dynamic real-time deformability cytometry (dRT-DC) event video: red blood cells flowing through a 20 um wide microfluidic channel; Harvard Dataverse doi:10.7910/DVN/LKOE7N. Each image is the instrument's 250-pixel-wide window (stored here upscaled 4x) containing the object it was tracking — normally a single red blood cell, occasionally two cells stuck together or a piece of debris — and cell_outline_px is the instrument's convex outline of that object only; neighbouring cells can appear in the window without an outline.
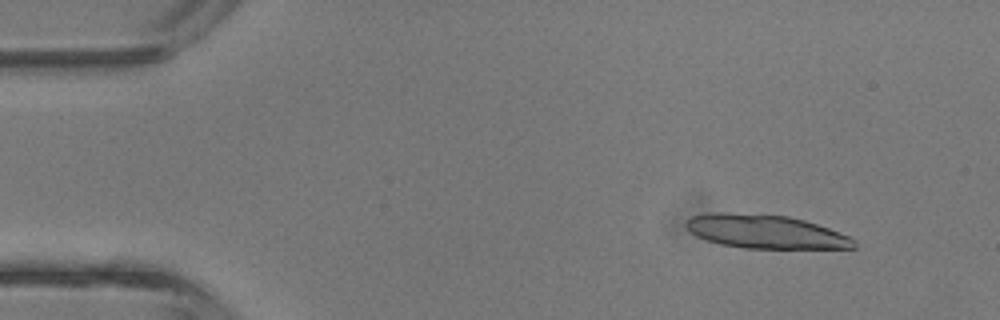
{"species": "common noctule bat (a hibernating species)", "species_latin": "Nyctalus noctula", "temperature_condition": "room temperature", "stored_images_in_passage": 43, "camera_frame_rate_fps": 3000, "um_per_image_px": 0.085, "animal": {"sex": "male", "body_mass_g": 13.3}, "frame": {"image": 1, "passage_image": 5, "time_ms": 1.333, "image_size_px": [1000, 320], "cell_outline_px": [[856, 248], [744, 248], [720, 244], [696, 236], [684, 224], [692, 216], [712, 212], [728, 212], [788, 216], [804, 220], [828, 228], [848, 236], [856, 240]], "centroid_in_image_um": [65.06, 19.69], "position_along_channel_um": 19.9, "area_um2": 32.66}}
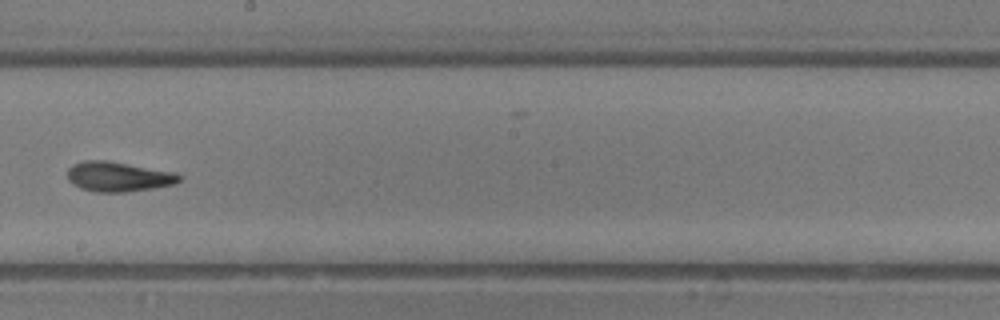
{"frame": {"image": 2, "passage_image": 25, "time_ms": 8.0, "image_size_px": [1000, 320], "cell_outline_px": [[184, 176], [176, 184], [152, 188], [124, 192], [96, 192], [80, 188], [72, 184], [68, 180], [68, 168], [72, 164], [84, 160], [108, 160], [176, 172]], "centroid_in_image_um": [10.07, 15.0], "position_along_channel_um": 238.1, "area_um2": 19.71}}
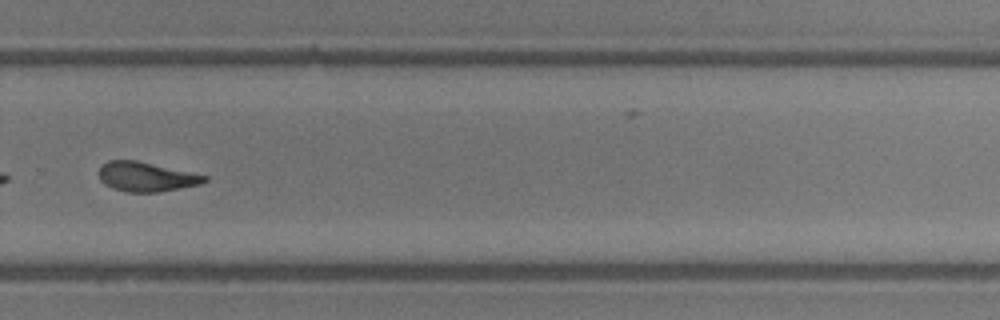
{"frame": {"image": 3, "passage_image": 30, "time_ms": 9.667, "image_size_px": [1000, 320], "cell_outline_px": [[208, 180], [200, 184], [160, 192], [128, 192], [112, 188], [104, 184], [100, 180], [100, 168], [108, 160], [136, 160], [192, 172], [208, 176]], "centroid_in_image_um": [12.44, 15.03], "position_along_channel_um": 317.4, "area_um2": 18.09}, "authors_computed_cell_mechanics": {"area_um2": 19.1896, "velocity_mm_per_s": 4.7788, "shape_relaxation_time_tau1_ms": 4.5093, "shape_relaxation_time_tau2_ms": 2.7568, "deformation_change_tau1": 0.183, "deformation_change_tau2": 0.1049}}